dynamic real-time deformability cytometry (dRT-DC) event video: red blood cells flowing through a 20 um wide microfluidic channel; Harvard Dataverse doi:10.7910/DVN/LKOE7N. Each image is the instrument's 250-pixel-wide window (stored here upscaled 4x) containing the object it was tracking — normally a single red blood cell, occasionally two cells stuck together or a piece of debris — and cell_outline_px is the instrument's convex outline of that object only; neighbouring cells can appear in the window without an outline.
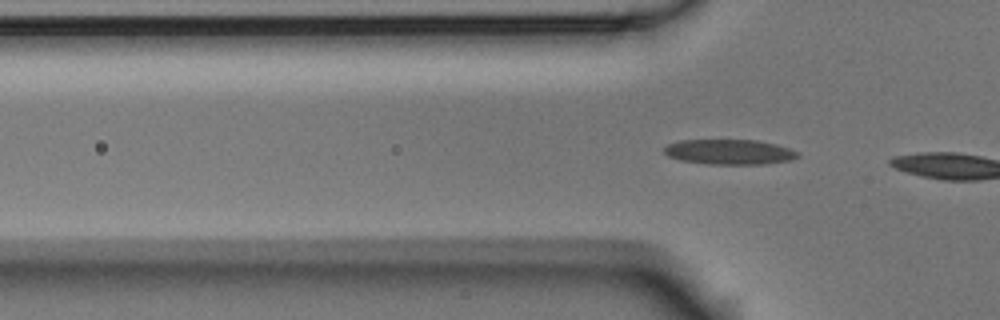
{"species": "Egyptian fruit bat (a non-hibernating species)", "species_latin": "Rousettus aegyptiacus", "temperature_condition": "room temperature", "stored_images_in_passage": 6, "segment_of_instrument_passage": [2, 2], "camera_frame_rate_fps": 3000, "um_per_image_px": 0.085, "animal": {"sex": "male"}, "frame": {"image": 1, "passage_image": 6, "time_ms": 1.667, "image_size_px": [1000, 320], "cell_outline_px": [[800, 156], [792, 160], [764, 164], [708, 164], [680, 160], [668, 156], [664, 152], [664, 148], [668, 144], [680, 140], [756, 140], [776, 144], [800, 152]], "centroid_in_image_um": [62.02, 12.91], "position_along_channel_um": 63.8, "area_um2": 19.59}}